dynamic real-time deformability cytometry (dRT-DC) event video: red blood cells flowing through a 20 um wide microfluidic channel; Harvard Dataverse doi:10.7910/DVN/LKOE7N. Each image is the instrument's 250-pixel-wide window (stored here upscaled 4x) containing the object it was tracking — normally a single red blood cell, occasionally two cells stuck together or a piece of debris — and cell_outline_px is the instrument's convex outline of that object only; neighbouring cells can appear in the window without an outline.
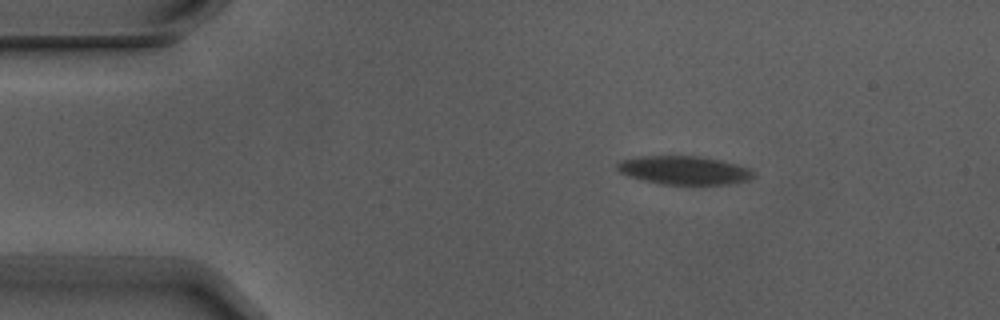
{"species": "Egyptian fruit bat (a non-hibernating species)", "species_latin": "Rousettus aegyptiacus", "temperature_condition": "warm", "stored_images_in_passage": 4, "camera_frame_rate_fps": 3000, "um_per_image_px": 0.085, "animal": {"sex": "male"}, "frame": {"image": 1, "passage_image": 2, "time_ms": 0.333, "image_size_px": [1000, 320], "cell_outline_px": [[756, 176], [748, 180], [728, 184], [660, 184], [628, 176], [620, 172], [616, 168], [616, 164], [620, 160], [636, 156], [700, 156], [724, 160], [748, 168], [756, 172]], "centroid_in_image_um": [58.15, 14.46], "position_along_channel_um": 26.8, "area_um2": 22.83}}